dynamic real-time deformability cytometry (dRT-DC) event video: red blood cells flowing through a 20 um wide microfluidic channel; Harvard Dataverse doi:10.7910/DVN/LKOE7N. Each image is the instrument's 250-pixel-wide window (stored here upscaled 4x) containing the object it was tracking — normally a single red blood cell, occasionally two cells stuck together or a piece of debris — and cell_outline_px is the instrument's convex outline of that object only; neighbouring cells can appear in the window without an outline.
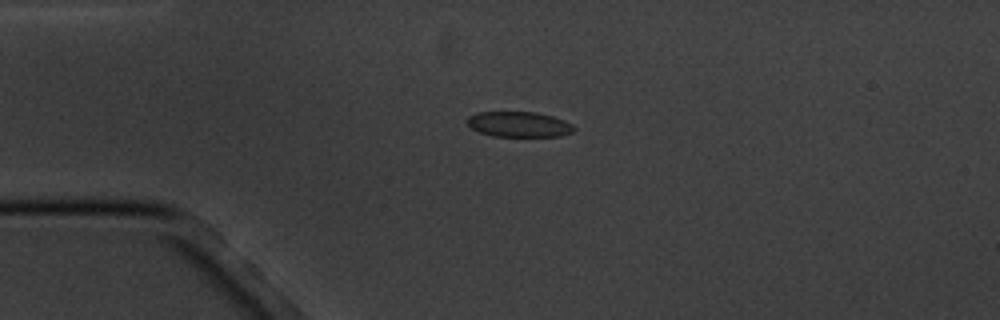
{"species": "common noctule bat (a hibernating species)", "species_latin": "Nyctalus noctula", "temperature_condition": "cold", "stored_images_in_passage": 6, "camera_frame_rate_fps": 3000, "um_per_image_px": 0.085, "animal": {"sex": "male", "body_mass_g": 20.1, "forearm_length_mm": 53.5}, "frame": {"image": 1, "passage_image": 4, "time_ms": 3.333, "image_size_px": [1000, 320], "cell_outline_px": [[576, 128], [572, 132], [560, 136], [492, 136], [480, 132], [472, 128], [464, 120], [468, 116], [476, 112], [536, 112], [552, 116], [564, 120], [572, 124]], "centroid_in_image_um": [44.09, 10.56], "position_along_channel_um": 40.9, "area_um2": 15.84}}
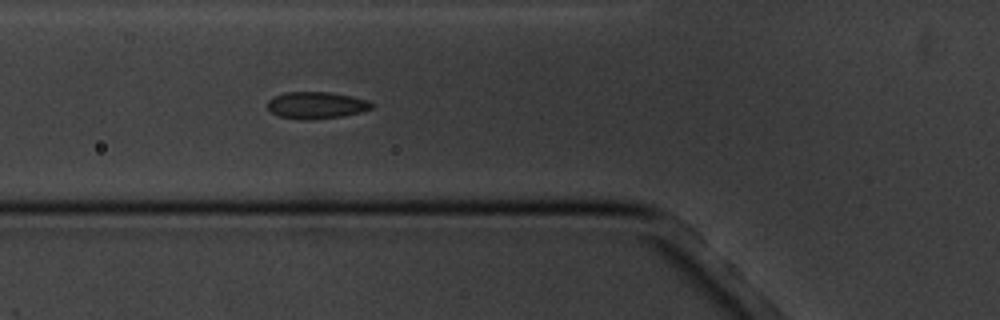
{"frame": {"image": 2, "passage_image": 6, "time_ms": 5.667, "image_size_px": [1000, 320], "cell_outline_px": [[376, 104], [372, 108], [360, 112], [340, 116], [312, 120], [308, 120], [280, 116], [272, 112], [268, 108], [268, 100], [272, 96], [284, 92], [328, 92], [352, 96], [368, 100]], "centroid_in_image_um": [26.9, 8.93], "position_along_channel_um": 98.9, "area_um2": 16.3}}